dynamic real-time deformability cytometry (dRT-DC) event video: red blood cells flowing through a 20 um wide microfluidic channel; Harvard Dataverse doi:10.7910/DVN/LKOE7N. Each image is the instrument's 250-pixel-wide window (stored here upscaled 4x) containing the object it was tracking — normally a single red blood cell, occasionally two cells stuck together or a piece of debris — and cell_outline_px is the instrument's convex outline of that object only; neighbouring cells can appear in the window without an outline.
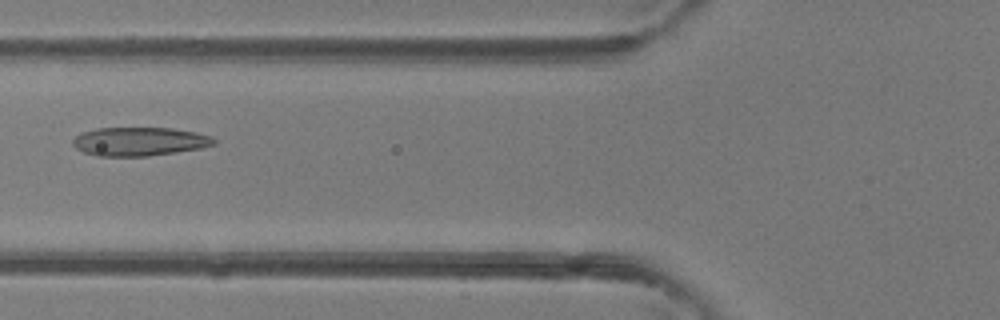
{"species": "common noctule bat (a hibernating species)", "species_latin": "Nyctalus noctula", "temperature_condition": "room temperature", "stored_images_in_passage": 46, "camera_frame_rate_fps": 3000, "um_per_image_px": 0.085, "animal": {"sex": "female"}, "frame": {"image": 1, "passage_image": 18, "time_ms": 5.667, "image_size_px": [1000, 320], "cell_outline_px": [[216, 144], [200, 148], [176, 152], [148, 156], [96, 156], [84, 152], [76, 148], [72, 144], [72, 140], [76, 136], [84, 132], [96, 128], [172, 128], [196, 132], [212, 136], [216, 140]], "centroid_in_image_um": [11.86, 12.03], "position_along_channel_um": 113.9, "area_um2": 23.58}}
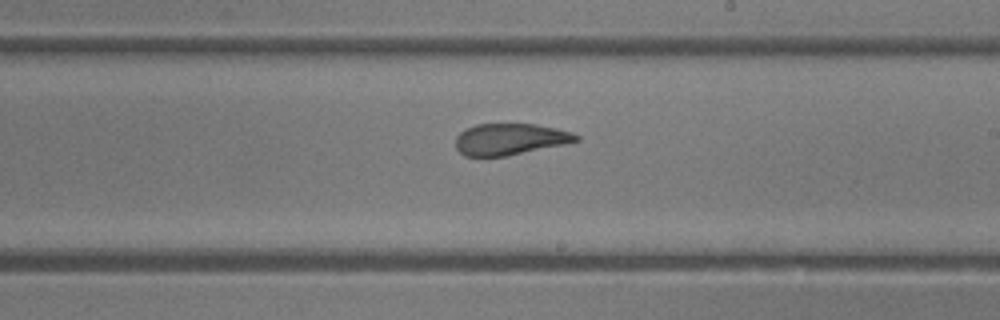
{"frame": {"image": 2, "passage_image": 27, "time_ms": 8.667, "image_size_px": [1000, 320], "cell_outline_px": [[580, 140], [564, 144], [504, 156], [464, 156], [456, 148], [456, 136], [460, 132], [476, 124], [536, 124], [556, 128], [572, 132], [580, 136]], "centroid_in_image_um": [43.35, 11.82], "position_along_channel_um": 245.7, "area_um2": 21.91}}
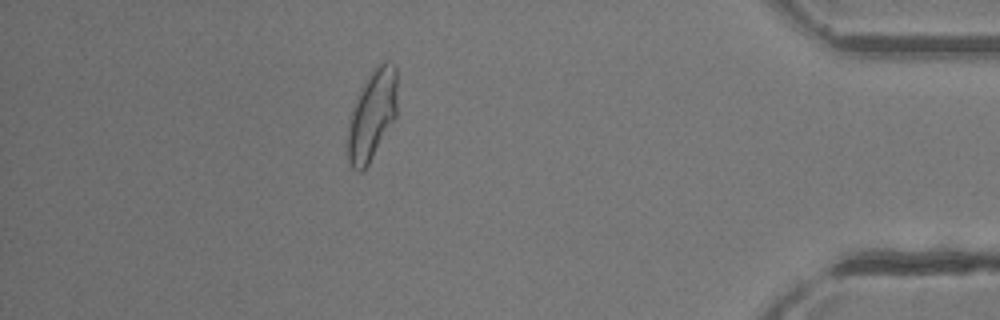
{"frame": {"image": 3, "passage_image": 41, "time_ms": 13.333, "image_size_px": [1000, 320], "cell_outline_px": [[396, 116], [368, 164], [360, 172], [356, 172], [352, 168], [348, 160], [348, 124], [352, 108], [368, 72], [380, 60], [388, 60], [396, 64]], "centroid_in_image_um": [31.62, 9.69], "position_along_channel_um": 403.6, "area_um2": 26.13}, "authors_computed_cell_mechanics": {"area_um2": 25.143, "velocity_mm_per_s": 4.3792, "shape_relaxation_time_tau1_ms": 10.2565, "shape_relaxation_time_tau2_ms": 1.0472, "deformation_change_tau1": 0.2905, "deformation_change_tau2": 0.0766}}